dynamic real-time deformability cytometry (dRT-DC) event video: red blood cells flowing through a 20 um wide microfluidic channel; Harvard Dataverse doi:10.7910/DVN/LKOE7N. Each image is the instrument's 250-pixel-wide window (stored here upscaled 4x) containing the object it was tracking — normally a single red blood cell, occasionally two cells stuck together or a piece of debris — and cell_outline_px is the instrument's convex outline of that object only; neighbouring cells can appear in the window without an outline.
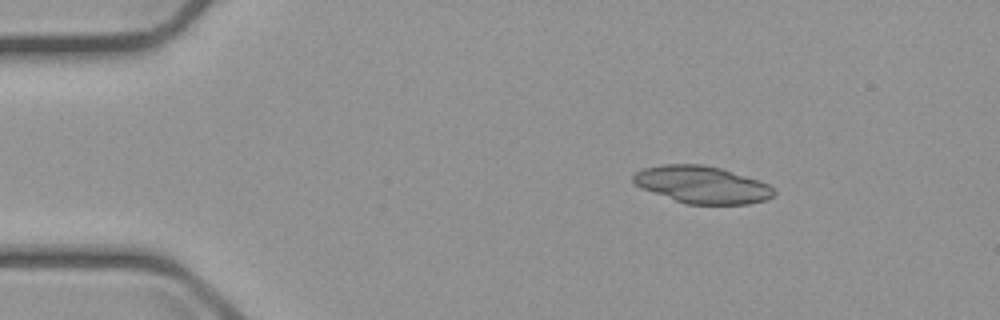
{"species": "common noctule bat (a hibernating species)", "species_latin": "Nyctalus noctula", "temperature_condition": "cold", "stored_images_in_passage": 3, "camera_frame_rate_fps": 3000, "um_per_image_px": 0.085, "animal": {"sex": "male", "body_mass_g": 23.1, "forearm_length_mm": 52.7}, "frame": {"image": 1, "passage_image": 1, "time_ms": 0.0, "image_size_px": [1000, 320], "cell_outline_px": [[776, 192], [772, 196], [764, 200], [748, 204], [688, 204], [676, 200], [644, 188], [636, 184], [632, 180], [632, 176], [636, 172], [644, 168], [664, 164], [704, 164], [720, 168], [760, 180], [768, 184]], "centroid_in_image_um": [59.7, 15.68], "position_along_channel_um": 25.3, "area_um2": 30.11}}